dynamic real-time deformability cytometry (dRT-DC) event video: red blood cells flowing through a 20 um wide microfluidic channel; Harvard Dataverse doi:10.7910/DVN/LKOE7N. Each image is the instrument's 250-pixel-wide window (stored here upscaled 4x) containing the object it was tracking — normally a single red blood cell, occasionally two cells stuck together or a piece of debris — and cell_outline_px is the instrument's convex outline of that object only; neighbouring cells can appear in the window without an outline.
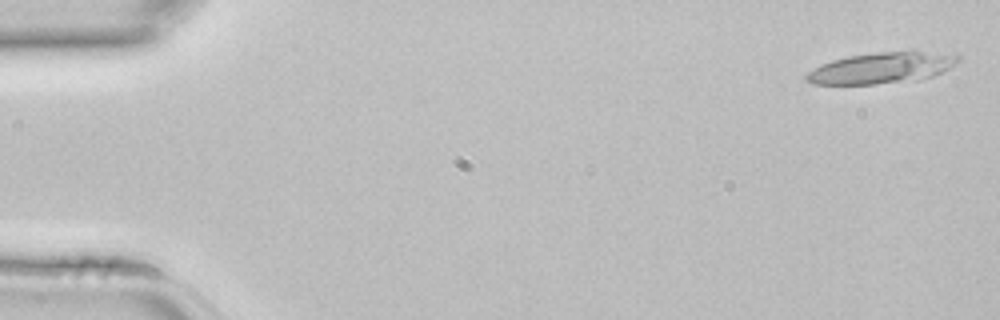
{"species": "common noctule bat (a hibernating species)", "species_latin": "Nyctalus noctula", "temperature_condition": "room temperature", "stored_images_in_passage": 13, "camera_frame_rate_fps": 3000, "um_per_image_px": 0.085, "animal": {"sex": "female", "body_mass_g": 22.7, "forearm_length_mm": 54.2}, "frame": {"image": 1, "passage_image": 1, "time_ms": 0.0, "image_size_px": [1000, 320], "cell_outline_px": [[960, 60], [956, 64], [932, 76], [920, 80], [876, 84], [812, 84], [804, 80], [804, 76], [808, 72], [820, 64], [832, 60], [848, 56], [876, 52], [912, 48], [916, 48], [960, 56]], "centroid_in_image_um": [74.98, 5.73], "position_along_channel_um": 10.0, "area_um2": 28.38}}
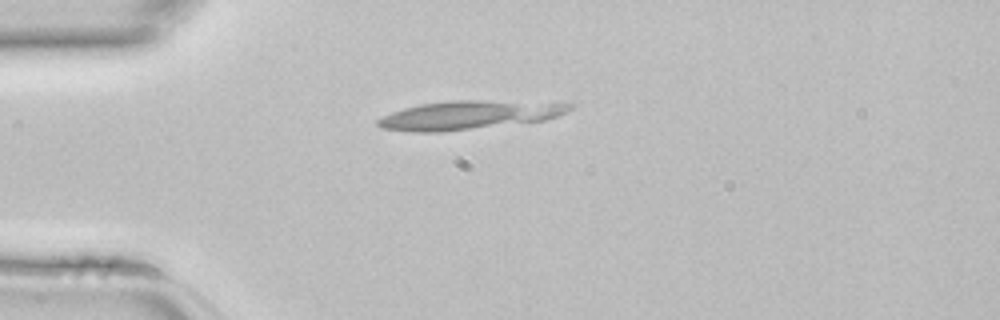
{"frame": {"image": 2, "passage_image": 11, "time_ms": 3.333, "image_size_px": [1000, 320], "cell_outline_px": [[572, 108], [568, 112], [544, 120], [444, 132], [412, 132], [384, 128], [376, 124], [376, 120], [392, 112], [404, 108], [420, 104], [448, 100], [480, 100], [572, 104]], "centroid_in_image_um": [39.81, 9.78], "position_along_channel_um": 45.2, "area_um2": 31.67}}